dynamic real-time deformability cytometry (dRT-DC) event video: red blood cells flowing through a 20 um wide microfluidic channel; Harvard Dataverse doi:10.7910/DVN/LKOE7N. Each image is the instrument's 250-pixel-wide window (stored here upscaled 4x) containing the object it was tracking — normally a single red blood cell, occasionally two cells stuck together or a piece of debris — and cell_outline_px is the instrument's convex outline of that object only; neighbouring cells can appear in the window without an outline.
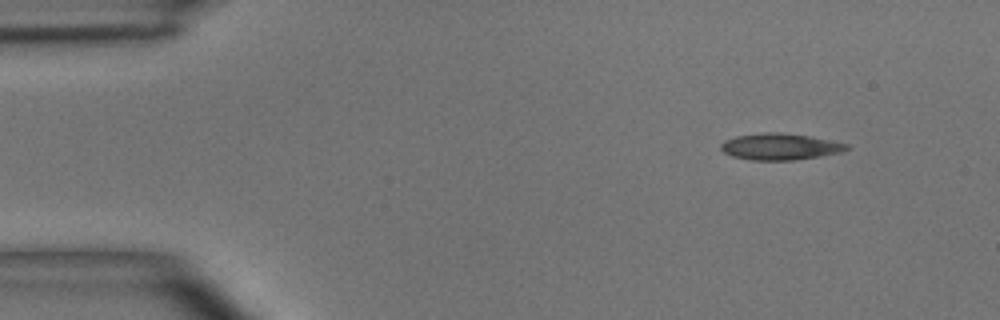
{"species": "common noctule bat (a hibernating species)", "species_latin": "Nyctalus noctula", "temperature_condition": "room temperature", "stored_images_in_passage": 6, "camera_frame_rate_fps": 3000, "um_per_image_px": 0.085, "animal": {"sex": "male", "body_mass_g": 15.6}, "frame": {"image": 1, "passage_image": 1, "time_ms": 0.0, "image_size_px": [1000, 320], "cell_outline_px": [[848, 148], [840, 152], [820, 156], [792, 160], [752, 160], [732, 156], [724, 152], [720, 148], [720, 144], [724, 140], [736, 136], [764, 132], [780, 132], [812, 136], [848, 144]], "centroid_in_image_um": [66.27, 12.45], "position_along_channel_um": 18.7, "area_um2": 19.36}}
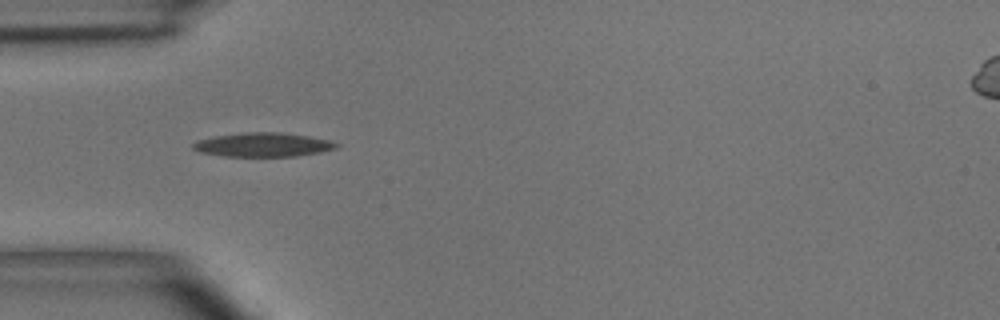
{"frame": {"image": 2, "passage_image": 4, "time_ms": 3.333, "image_size_px": [1000, 320], "cell_outline_px": [[340, 144], [336, 148], [320, 152], [296, 156], [224, 156], [200, 152], [192, 148], [192, 144], [196, 140], [216, 136], [244, 132], [280, 132], [308, 136], [328, 140]], "centroid_in_image_um": [22.34, 12.3], "position_along_channel_um": 62.7, "area_um2": 19.94}}
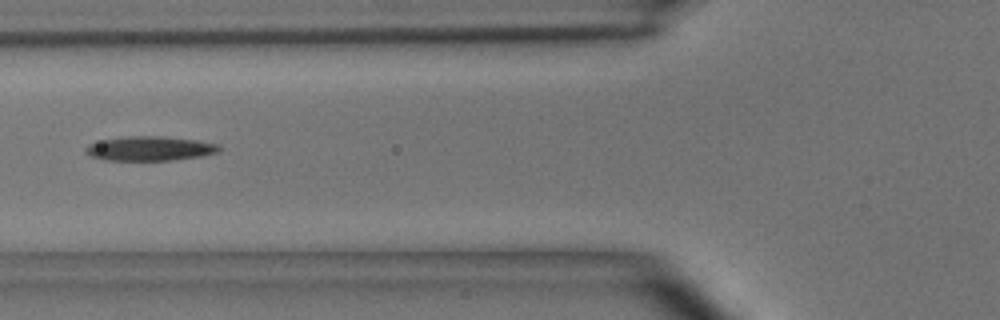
{"frame": {"image": 3, "passage_image": 5, "time_ms": 4.667, "image_size_px": [1000, 320], "cell_outline_px": [[220, 152], [200, 156], [172, 160], [104, 160], [92, 156], [84, 152], [84, 148], [88, 144], [104, 140], [128, 136], [160, 136], [196, 140], [220, 144]], "centroid_in_image_um": [12.75, 12.62], "position_along_channel_um": 113.1, "area_um2": 18.9}}